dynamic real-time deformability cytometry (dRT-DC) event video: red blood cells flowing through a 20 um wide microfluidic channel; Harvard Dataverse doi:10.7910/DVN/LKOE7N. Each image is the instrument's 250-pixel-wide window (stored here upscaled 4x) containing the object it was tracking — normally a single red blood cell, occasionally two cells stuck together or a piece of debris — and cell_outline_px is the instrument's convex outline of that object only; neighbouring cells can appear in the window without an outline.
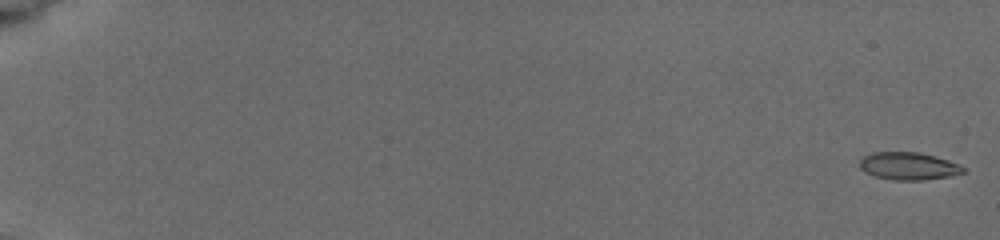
{"species": "common noctule bat (a hibernating species)", "species_latin": "Nyctalus noctula", "temperature_condition": "cold", "stored_images_in_passage": 10, "segment_of_instrument_passage": [1, 2], "camera_frame_rate_fps": 3000, "um_per_image_px": 0.085, "animal": {"sex": "female", "body_mass_g": 19.5, "forearm_length_mm": 54.1}, "frame": {"image": 1, "passage_image": 1, "time_ms": 0.0, "image_size_px": [1000, 240], "cell_outline_px": [[968, 168], [964, 172], [948, 176], [924, 180], [892, 180], [876, 176], [864, 172], [860, 168], [860, 160], [864, 156], [872, 152], [920, 152], [936, 156], [960, 164]], "centroid_in_image_um": [77.24, 14.11], "position_along_channel_um": 7.8, "area_um2": 16.76}}
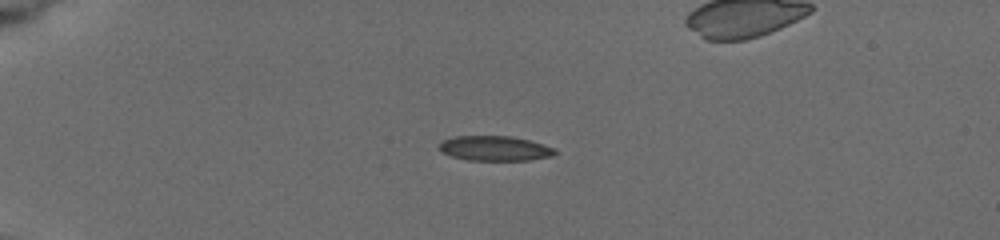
{"frame": {"image": 2, "passage_image": 6, "time_ms": 5.0, "image_size_px": [1000, 240], "cell_outline_px": [[556, 152], [552, 156], [528, 160], [468, 160], [452, 156], [440, 152], [436, 148], [440, 140], [456, 136], [512, 136], [544, 144], [556, 148]], "centroid_in_image_um": [42.0, 12.6], "position_along_channel_um": 43.0, "area_um2": 16.99}}
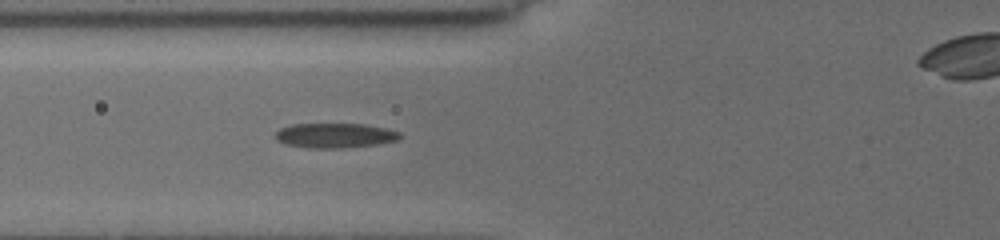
{"frame": {"image": 3, "passage_image": 9, "time_ms": 7.667, "image_size_px": [1000, 240], "cell_outline_px": [[400, 136], [396, 140], [376, 144], [344, 148], [308, 148], [284, 144], [276, 140], [272, 136], [280, 128], [292, 124], [364, 124], [384, 128], [400, 132]], "centroid_in_image_um": [28.38, 11.52], "position_along_channel_um": 97.4, "area_um2": 17.98}}